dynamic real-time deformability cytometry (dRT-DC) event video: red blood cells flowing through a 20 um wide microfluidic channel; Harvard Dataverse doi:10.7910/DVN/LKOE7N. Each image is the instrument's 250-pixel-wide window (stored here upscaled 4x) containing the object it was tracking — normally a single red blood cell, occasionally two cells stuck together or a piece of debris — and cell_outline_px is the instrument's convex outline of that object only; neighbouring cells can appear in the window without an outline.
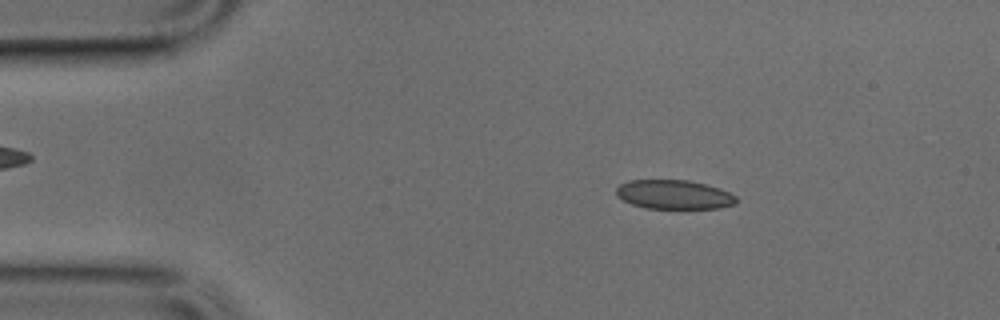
{"species": "common noctule bat (a hibernating species)", "species_latin": "Nyctalus noctula", "temperature_condition": "cold", "stored_images_in_passage": 16, "camera_frame_rate_fps": 3000, "um_per_image_px": 0.085, "animal": {"sex": "male", "body_mass_g": 17.9, "forearm_length_mm": 54.2}, "frame": {"image": 1, "passage_image": 7, "time_ms": 2.0, "image_size_px": [1000, 320], "cell_outline_px": [[736, 204], [720, 208], [644, 208], [632, 204], [616, 196], [616, 188], [620, 184], [628, 180], [688, 180], [720, 188], [736, 196]], "centroid_in_image_um": [57.27, 16.53], "position_along_channel_um": 27.7, "area_um2": 20.35}}
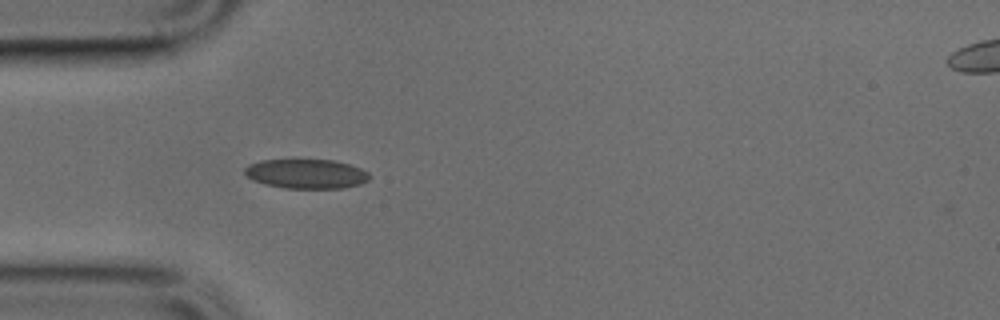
{"frame": {"image": 2, "passage_image": 13, "time_ms": 4.0, "image_size_px": [1000, 320], "cell_outline_px": [[372, 176], [368, 180], [360, 184], [344, 188], [284, 188], [264, 184], [252, 180], [244, 172], [244, 168], [248, 164], [260, 160], [332, 160], [348, 164], [360, 168], [368, 172]], "centroid_in_image_um": [26.03, 14.78], "position_along_channel_um": 59.0, "area_um2": 21.44}}